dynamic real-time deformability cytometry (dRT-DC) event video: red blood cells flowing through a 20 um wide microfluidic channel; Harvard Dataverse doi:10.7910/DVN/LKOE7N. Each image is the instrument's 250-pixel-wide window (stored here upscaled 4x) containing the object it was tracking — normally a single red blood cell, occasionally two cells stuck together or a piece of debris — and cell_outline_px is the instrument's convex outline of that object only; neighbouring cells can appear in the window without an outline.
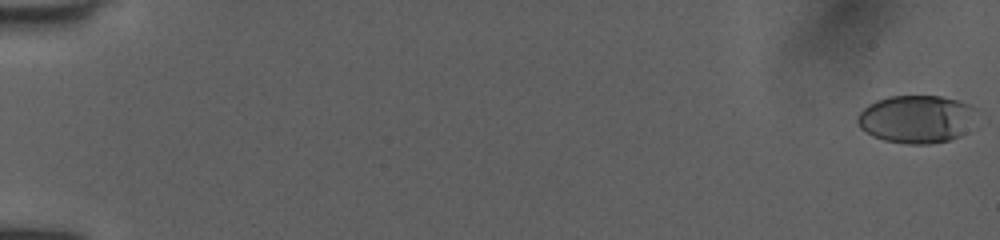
{"species": "human", "species_latin": "Homo sapiens", "temperature_condition": "room temperature", "stored_images_in_passage": 53, "camera_frame_rate_fps": 3000, "um_per_image_px": 0.085, "donor": {"sex": "female"}, "frame": {"image": 1, "passage_image": 1, "time_ms": 0.0, "image_size_px": [1000, 240], "cell_outline_px": [[976, 108], [964, 132], [960, 136], [948, 140], [928, 144], [908, 144], [884, 140], [872, 136], [860, 128], [856, 120], [856, 116], [868, 104], [876, 100], [888, 96], [940, 96], [972, 104]], "centroid_in_image_um": [77.83, 10.11], "position_along_channel_um": 7.2, "area_um2": 33.0}}
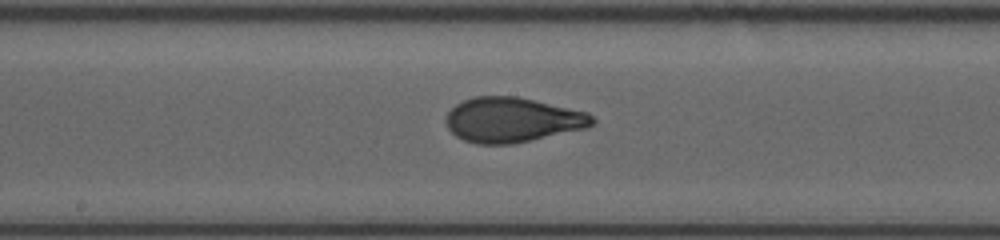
{"frame": {"image": 2, "passage_image": 30, "time_ms": 9.667, "image_size_px": [1000, 240], "cell_outline_px": [[596, 120], [588, 128], [512, 144], [476, 144], [464, 140], [456, 136], [448, 128], [444, 120], [448, 112], [456, 104], [472, 96], [516, 96], [588, 112]], "centroid_in_image_um": [43.53, 10.19], "position_along_channel_um": 204.7, "area_um2": 38.32}}
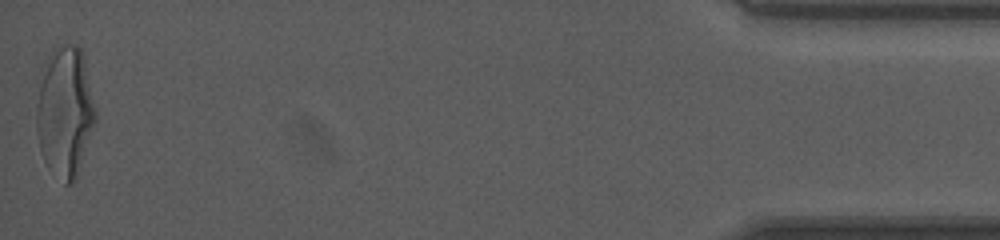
{"frame": {"image": 3, "passage_image": 53, "time_ms": 17.333, "image_size_px": [1000, 240], "cell_outline_px": [[96, 120], [76, 176], [72, 184], [64, 184], [44, 160], [40, 148], [36, 128], [36, 112], [40, 68], [48, 56], [52, 52], [64, 44], [76, 44], [84, 52], [96, 108]], "centroid_in_image_um": [5.52, 9.42], "position_along_channel_um": 429.7, "area_um2": 45.08}, "authors_computed_cell_mechanics": {"area_um2": 37.0498, "velocity_mm_per_s": 4.0235, "shape_relaxation_time_tau1_ms": 3.6064, "shape_relaxation_time_tau2_ms": 0.8916, "deformation_change_tau1": 0.1889, "deformation_change_tau2": 0.064}}